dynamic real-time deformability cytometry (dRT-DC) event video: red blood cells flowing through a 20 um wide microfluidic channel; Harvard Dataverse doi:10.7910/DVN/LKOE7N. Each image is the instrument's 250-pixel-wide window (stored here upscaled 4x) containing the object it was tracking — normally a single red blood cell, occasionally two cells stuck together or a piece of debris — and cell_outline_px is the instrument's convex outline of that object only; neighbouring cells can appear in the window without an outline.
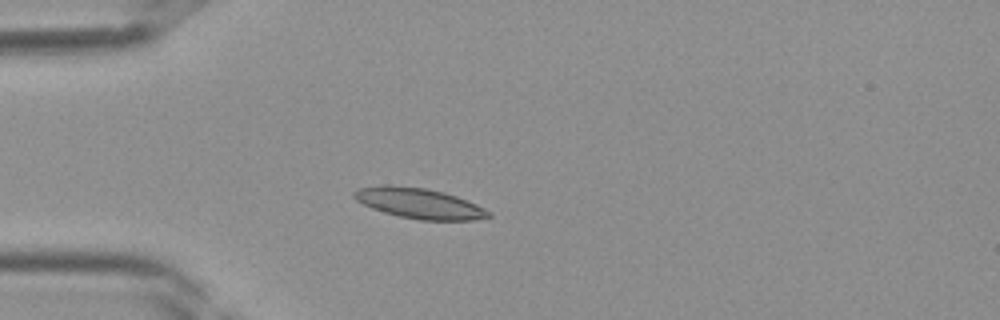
{"species": "Egyptian fruit bat (a non-hibernating species)", "species_latin": "Rousettus aegyptiacus", "temperature_condition": "room temperature", "stored_images_in_passage": 38, "camera_frame_rate_fps": 3000, "um_per_image_px": 0.085, "frame": {"image": 1, "passage_image": 9, "time_ms": 2.667, "image_size_px": [1000, 320], "cell_outline_px": [[492, 216], [472, 220], [420, 220], [400, 216], [384, 212], [372, 208], [356, 200], [352, 196], [352, 192], [356, 188], [384, 184], [388, 184], [428, 188], [444, 192], [456, 196], [476, 204], [492, 212]], "centroid_in_image_um": [35.6, 17.26], "position_along_channel_um": 49.4, "area_um2": 23.99}}
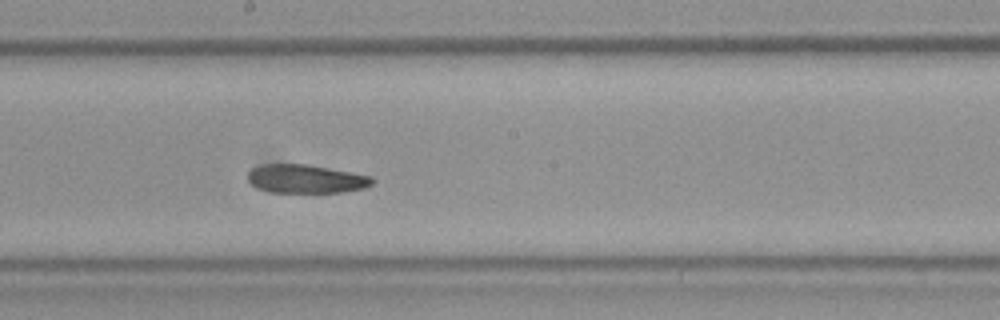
{"frame": {"image": 2, "passage_image": 20, "time_ms": 6.333, "image_size_px": [1000, 320], "cell_outline_px": [[376, 180], [372, 184], [364, 188], [340, 192], [268, 192], [256, 188], [248, 180], [248, 172], [252, 168], [260, 164], [308, 164], [372, 176]], "centroid_in_image_um": [25.99, 15.2], "position_along_channel_um": 222.2, "area_um2": 20.81}}
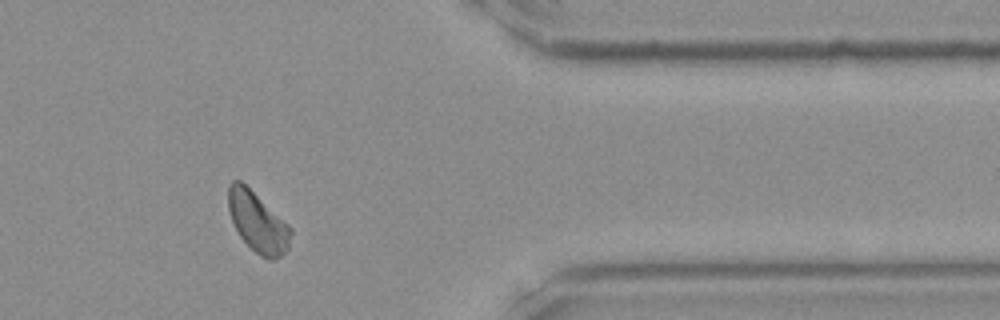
{"frame": {"image": 3, "passage_image": 31, "time_ms": 10.0, "image_size_px": [1000, 320], "cell_outline_px": [[292, 232], [288, 248], [280, 256], [272, 260], [268, 260], [260, 256], [240, 236], [232, 220], [228, 208], [228, 184], [232, 180], [240, 180], [288, 224], [292, 228]], "centroid_in_image_um": [21.9, 18.88], "position_along_channel_um": 389.5, "area_um2": 21.5}}